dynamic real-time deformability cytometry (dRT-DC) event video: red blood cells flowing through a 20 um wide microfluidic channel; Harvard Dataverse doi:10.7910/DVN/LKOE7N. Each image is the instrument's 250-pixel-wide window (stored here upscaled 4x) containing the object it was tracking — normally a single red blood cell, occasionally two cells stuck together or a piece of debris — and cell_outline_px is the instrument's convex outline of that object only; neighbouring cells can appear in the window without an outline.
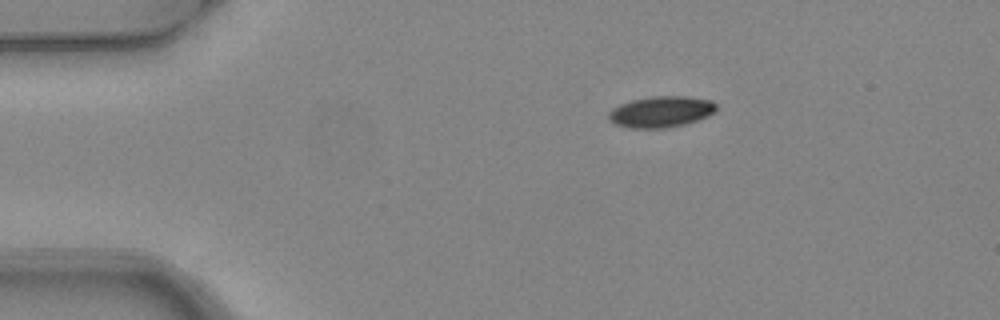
{"species": "common noctule bat (a hibernating species)", "species_latin": "Nyctalus noctula", "temperature_condition": "warm", "stored_images_in_passage": 2, "camera_frame_rate_fps": 3000, "um_per_image_px": 0.085, "animal": {"sex": "female", "body_mass_g": 24.6, "forearm_length_mm": 56.2}, "frame": {"image": 1, "passage_image": 1, "time_ms": 0.0, "image_size_px": [1000, 320], "cell_outline_px": [[716, 108], [708, 116], [684, 124], [664, 128], [628, 128], [612, 124], [608, 120], [608, 112], [612, 108], [620, 104], [632, 100], [652, 96], [688, 96], [712, 100], [716, 104]], "centroid_in_image_um": [56.13, 9.5], "position_along_channel_um": 28.9, "area_um2": 19.65}}